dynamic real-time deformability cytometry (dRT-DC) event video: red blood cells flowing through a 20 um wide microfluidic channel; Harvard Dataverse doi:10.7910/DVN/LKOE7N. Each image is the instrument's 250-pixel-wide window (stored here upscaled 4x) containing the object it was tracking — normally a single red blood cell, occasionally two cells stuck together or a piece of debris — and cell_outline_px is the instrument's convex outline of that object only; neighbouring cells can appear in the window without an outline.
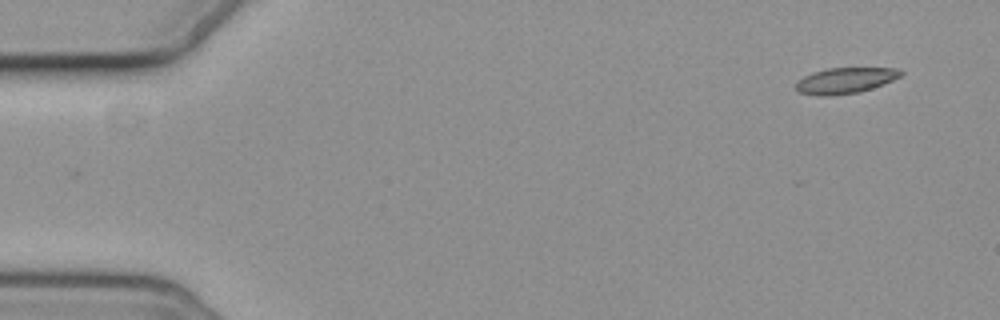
{"species": "common noctule bat (a hibernating species)", "species_latin": "Nyctalus noctula", "temperature_condition": "cold", "stored_images_in_passage": 2, "camera_frame_rate_fps": 3000, "um_per_image_px": 0.085, "animal": {"sex": "female", "body_mass_g": 19.3, "forearm_length_mm": 54.1}, "frame": {"image": 1, "passage_image": 2, "time_ms": 1.0, "image_size_px": [1000, 320], "cell_outline_px": [[904, 72], [900, 76], [884, 84], [860, 92], [832, 96], [816, 96], [796, 92], [796, 80], [812, 72], [828, 68], [900, 68]], "centroid_in_image_um": [71.81, 6.85], "position_along_channel_um": 13.2, "area_um2": 16.07}}